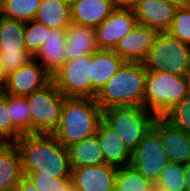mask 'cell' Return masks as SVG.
Listing matches in <instances>:
<instances>
[{
	"mask_svg": "<svg viewBox=\"0 0 190 191\" xmlns=\"http://www.w3.org/2000/svg\"><path fill=\"white\" fill-rule=\"evenodd\" d=\"M15 144L20 151L23 172L71 178L68 150L52 134L22 135Z\"/></svg>",
	"mask_w": 190,
	"mask_h": 191,
	"instance_id": "6da1fadb",
	"label": "cell"
},
{
	"mask_svg": "<svg viewBox=\"0 0 190 191\" xmlns=\"http://www.w3.org/2000/svg\"><path fill=\"white\" fill-rule=\"evenodd\" d=\"M147 70L142 62H125L96 94L102 110L142 106Z\"/></svg>",
	"mask_w": 190,
	"mask_h": 191,
	"instance_id": "7a4b0ae2",
	"label": "cell"
},
{
	"mask_svg": "<svg viewBox=\"0 0 190 191\" xmlns=\"http://www.w3.org/2000/svg\"><path fill=\"white\" fill-rule=\"evenodd\" d=\"M102 109L93 98H65L59 124L52 134L66 148L96 134Z\"/></svg>",
	"mask_w": 190,
	"mask_h": 191,
	"instance_id": "3957f363",
	"label": "cell"
},
{
	"mask_svg": "<svg viewBox=\"0 0 190 191\" xmlns=\"http://www.w3.org/2000/svg\"><path fill=\"white\" fill-rule=\"evenodd\" d=\"M188 93L185 77L166 72H147L143 108L164 117Z\"/></svg>",
	"mask_w": 190,
	"mask_h": 191,
	"instance_id": "277c9868",
	"label": "cell"
},
{
	"mask_svg": "<svg viewBox=\"0 0 190 191\" xmlns=\"http://www.w3.org/2000/svg\"><path fill=\"white\" fill-rule=\"evenodd\" d=\"M147 72H166L185 77L190 66V45L168 32H159L142 62Z\"/></svg>",
	"mask_w": 190,
	"mask_h": 191,
	"instance_id": "5b68a950",
	"label": "cell"
},
{
	"mask_svg": "<svg viewBox=\"0 0 190 191\" xmlns=\"http://www.w3.org/2000/svg\"><path fill=\"white\" fill-rule=\"evenodd\" d=\"M155 116L142 106L115 107L102 111V120L119 135L132 153L153 125Z\"/></svg>",
	"mask_w": 190,
	"mask_h": 191,
	"instance_id": "8992f818",
	"label": "cell"
},
{
	"mask_svg": "<svg viewBox=\"0 0 190 191\" xmlns=\"http://www.w3.org/2000/svg\"><path fill=\"white\" fill-rule=\"evenodd\" d=\"M25 98L31 111V134H53L65 99L54 82L51 80Z\"/></svg>",
	"mask_w": 190,
	"mask_h": 191,
	"instance_id": "52a82bcc",
	"label": "cell"
},
{
	"mask_svg": "<svg viewBox=\"0 0 190 191\" xmlns=\"http://www.w3.org/2000/svg\"><path fill=\"white\" fill-rule=\"evenodd\" d=\"M168 163L158 130L152 125L131 153L130 165L155 184Z\"/></svg>",
	"mask_w": 190,
	"mask_h": 191,
	"instance_id": "ba28073f",
	"label": "cell"
},
{
	"mask_svg": "<svg viewBox=\"0 0 190 191\" xmlns=\"http://www.w3.org/2000/svg\"><path fill=\"white\" fill-rule=\"evenodd\" d=\"M91 55L84 54L65 62L52 76L65 98H90Z\"/></svg>",
	"mask_w": 190,
	"mask_h": 191,
	"instance_id": "9c48e42d",
	"label": "cell"
},
{
	"mask_svg": "<svg viewBox=\"0 0 190 191\" xmlns=\"http://www.w3.org/2000/svg\"><path fill=\"white\" fill-rule=\"evenodd\" d=\"M138 24L133 10L114 8L95 29L98 49L113 50Z\"/></svg>",
	"mask_w": 190,
	"mask_h": 191,
	"instance_id": "30bf717a",
	"label": "cell"
},
{
	"mask_svg": "<svg viewBox=\"0 0 190 191\" xmlns=\"http://www.w3.org/2000/svg\"><path fill=\"white\" fill-rule=\"evenodd\" d=\"M36 62L33 59L27 65L10 72L6 76L3 91L9 95L26 96L47 85L52 76Z\"/></svg>",
	"mask_w": 190,
	"mask_h": 191,
	"instance_id": "8fae6325",
	"label": "cell"
},
{
	"mask_svg": "<svg viewBox=\"0 0 190 191\" xmlns=\"http://www.w3.org/2000/svg\"><path fill=\"white\" fill-rule=\"evenodd\" d=\"M153 126L158 130L169 162L183 165L188 163L190 161V134L173 126L164 117H155Z\"/></svg>",
	"mask_w": 190,
	"mask_h": 191,
	"instance_id": "7c38bea8",
	"label": "cell"
},
{
	"mask_svg": "<svg viewBox=\"0 0 190 191\" xmlns=\"http://www.w3.org/2000/svg\"><path fill=\"white\" fill-rule=\"evenodd\" d=\"M117 168L106 163L71 169V181L76 191H112Z\"/></svg>",
	"mask_w": 190,
	"mask_h": 191,
	"instance_id": "4fadbf2b",
	"label": "cell"
},
{
	"mask_svg": "<svg viewBox=\"0 0 190 191\" xmlns=\"http://www.w3.org/2000/svg\"><path fill=\"white\" fill-rule=\"evenodd\" d=\"M158 33L148 26L137 24L117 43L113 51L125 62H143L154 46Z\"/></svg>",
	"mask_w": 190,
	"mask_h": 191,
	"instance_id": "5bb4252c",
	"label": "cell"
},
{
	"mask_svg": "<svg viewBox=\"0 0 190 191\" xmlns=\"http://www.w3.org/2000/svg\"><path fill=\"white\" fill-rule=\"evenodd\" d=\"M178 6L166 0H139L133 9L138 24L157 32H167Z\"/></svg>",
	"mask_w": 190,
	"mask_h": 191,
	"instance_id": "9a60e30c",
	"label": "cell"
},
{
	"mask_svg": "<svg viewBox=\"0 0 190 191\" xmlns=\"http://www.w3.org/2000/svg\"><path fill=\"white\" fill-rule=\"evenodd\" d=\"M124 63L113 50L97 49L91 54L90 98L95 99L96 94Z\"/></svg>",
	"mask_w": 190,
	"mask_h": 191,
	"instance_id": "2e32d148",
	"label": "cell"
},
{
	"mask_svg": "<svg viewBox=\"0 0 190 191\" xmlns=\"http://www.w3.org/2000/svg\"><path fill=\"white\" fill-rule=\"evenodd\" d=\"M66 38L67 30L50 28L45 43L34 56L51 76L65 63Z\"/></svg>",
	"mask_w": 190,
	"mask_h": 191,
	"instance_id": "e0dca14e",
	"label": "cell"
},
{
	"mask_svg": "<svg viewBox=\"0 0 190 191\" xmlns=\"http://www.w3.org/2000/svg\"><path fill=\"white\" fill-rule=\"evenodd\" d=\"M96 135L106 164L116 168L130 165L131 153L119 135L103 120L98 125Z\"/></svg>",
	"mask_w": 190,
	"mask_h": 191,
	"instance_id": "ac0fdd59",
	"label": "cell"
},
{
	"mask_svg": "<svg viewBox=\"0 0 190 191\" xmlns=\"http://www.w3.org/2000/svg\"><path fill=\"white\" fill-rule=\"evenodd\" d=\"M114 8L113 0H76L70 7L71 22L96 28Z\"/></svg>",
	"mask_w": 190,
	"mask_h": 191,
	"instance_id": "d6986e66",
	"label": "cell"
},
{
	"mask_svg": "<svg viewBox=\"0 0 190 191\" xmlns=\"http://www.w3.org/2000/svg\"><path fill=\"white\" fill-rule=\"evenodd\" d=\"M24 177L20 151L15 142L0 149V190L14 191Z\"/></svg>",
	"mask_w": 190,
	"mask_h": 191,
	"instance_id": "ffe728a7",
	"label": "cell"
},
{
	"mask_svg": "<svg viewBox=\"0 0 190 191\" xmlns=\"http://www.w3.org/2000/svg\"><path fill=\"white\" fill-rule=\"evenodd\" d=\"M97 49L95 29L71 22L67 28L65 62L84 54L91 55Z\"/></svg>",
	"mask_w": 190,
	"mask_h": 191,
	"instance_id": "44dd1931",
	"label": "cell"
},
{
	"mask_svg": "<svg viewBox=\"0 0 190 191\" xmlns=\"http://www.w3.org/2000/svg\"><path fill=\"white\" fill-rule=\"evenodd\" d=\"M71 169L104 164V156L97 135L67 147Z\"/></svg>",
	"mask_w": 190,
	"mask_h": 191,
	"instance_id": "7402d4cb",
	"label": "cell"
},
{
	"mask_svg": "<svg viewBox=\"0 0 190 191\" xmlns=\"http://www.w3.org/2000/svg\"><path fill=\"white\" fill-rule=\"evenodd\" d=\"M34 21L51 29L67 30L71 24L70 7L61 0H41Z\"/></svg>",
	"mask_w": 190,
	"mask_h": 191,
	"instance_id": "603a6c76",
	"label": "cell"
},
{
	"mask_svg": "<svg viewBox=\"0 0 190 191\" xmlns=\"http://www.w3.org/2000/svg\"><path fill=\"white\" fill-rule=\"evenodd\" d=\"M7 110L12 123V142L31 134V111L25 96L7 94Z\"/></svg>",
	"mask_w": 190,
	"mask_h": 191,
	"instance_id": "cb8c5ba5",
	"label": "cell"
},
{
	"mask_svg": "<svg viewBox=\"0 0 190 191\" xmlns=\"http://www.w3.org/2000/svg\"><path fill=\"white\" fill-rule=\"evenodd\" d=\"M25 22L0 15V51L25 50Z\"/></svg>",
	"mask_w": 190,
	"mask_h": 191,
	"instance_id": "d4e9b609",
	"label": "cell"
},
{
	"mask_svg": "<svg viewBox=\"0 0 190 191\" xmlns=\"http://www.w3.org/2000/svg\"><path fill=\"white\" fill-rule=\"evenodd\" d=\"M41 0H0V15L22 22L33 21Z\"/></svg>",
	"mask_w": 190,
	"mask_h": 191,
	"instance_id": "484cf974",
	"label": "cell"
},
{
	"mask_svg": "<svg viewBox=\"0 0 190 191\" xmlns=\"http://www.w3.org/2000/svg\"><path fill=\"white\" fill-rule=\"evenodd\" d=\"M153 185L131 165L117 168L115 187L119 191H147Z\"/></svg>",
	"mask_w": 190,
	"mask_h": 191,
	"instance_id": "4316f807",
	"label": "cell"
},
{
	"mask_svg": "<svg viewBox=\"0 0 190 191\" xmlns=\"http://www.w3.org/2000/svg\"><path fill=\"white\" fill-rule=\"evenodd\" d=\"M184 165L169 162L155 183L160 191H186Z\"/></svg>",
	"mask_w": 190,
	"mask_h": 191,
	"instance_id": "83f0119b",
	"label": "cell"
},
{
	"mask_svg": "<svg viewBox=\"0 0 190 191\" xmlns=\"http://www.w3.org/2000/svg\"><path fill=\"white\" fill-rule=\"evenodd\" d=\"M38 191H76L71 178H53L51 176L40 175V172H23Z\"/></svg>",
	"mask_w": 190,
	"mask_h": 191,
	"instance_id": "f1b7e54d",
	"label": "cell"
},
{
	"mask_svg": "<svg viewBox=\"0 0 190 191\" xmlns=\"http://www.w3.org/2000/svg\"><path fill=\"white\" fill-rule=\"evenodd\" d=\"M47 31H50L49 27L40 24L36 21L25 22L24 29V45L26 50H28L34 57L47 38Z\"/></svg>",
	"mask_w": 190,
	"mask_h": 191,
	"instance_id": "f546056e",
	"label": "cell"
},
{
	"mask_svg": "<svg viewBox=\"0 0 190 191\" xmlns=\"http://www.w3.org/2000/svg\"><path fill=\"white\" fill-rule=\"evenodd\" d=\"M164 118L173 126L190 134V93H187L178 104L166 113Z\"/></svg>",
	"mask_w": 190,
	"mask_h": 191,
	"instance_id": "4dcf8cb0",
	"label": "cell"
},
{
	"mask_svg": "<svg viewBox=\"0 0 190 191\" xmlns=\"http://www.w3.org/2000/svg\"><path fill=\"white\" fill-rule=\"evenodd\" d=\"M167 32L190 45V5L177 8L171 27Z\"/></svg>",
	"mask_w": 190,
	"mask_h": 191,
	"instance_id": "1f68e13d",
	"label": "cell"
},
{
	"mask_svg": "<svg viewBox=\"0 0 190 191\" xmlns=\"http://www.w3.org/2000/svg\"><path fill=\"white\" fill-rule=\"evenodd\" d=\"M34 57L28 50L0 51V64L6 76L30 63Z\"/></svg>",
	"mask_w": 190,
	"mask_h": 191,
	"instance_id": "d6a6232c",
	"label": "cell"
},
{
	"mask_svg": "<svg viewBox=\"0 0 190 191\" xmlns=\"http://www.w3.org/2000/svg\"><path fill=\"white\" fill-rule=\"evenodd\" d=\"M0 138L12 142V123L7 110V93L0 91Z\"/></svg>",
	"mask_w": 190,
	"mask_h": 191,
	"instance_id": "836d02e7",
	"label": "cell"
},
{
	"mask_svg": "<svg viewBox=\"0 0 190 191\" xmlns=\"http://www.w3.org/2000/svg\"><path fill=\"white\" fill-rule=\"evenodd\" d=\"M139 0H113L114 7L120 9L133 10Z\"/></svg>",
	"mask_w": 190,
	"mask_h": 191,
	"instance_id": "e575fe53",
	"label": "cell"
},
{
	"mask_svg": "<svg viewBox=\"0 0 190 191\" xmlns=\"http://www.w3.org/2000/svg\"><path fill=\"white\" fill-rule=\"evenodd\" d=\"M14 191H38L37 188L25 177L21 179Z\"/></svg>",
	"mask_w": 190,
	"mask_h": 191,
	"instance_id": "d590c367",
	"label": "cell"
},
{
	"mask_svg": "<svg viewBox=\"0 0 190 191\" xmlns=\"http://www.w3.org/2000/svg\"><path fill=\"white\" fill-rule=\"evenodd\" d=\"M184 185L186 188V191H190V161L186 164H184Z\"/></svg>",
	"mask_w": 190,
	"mask_h": 191,
	"instance_id": "8d00e7d4",
	"label": "cell"
},
{
	"mask_svg": "<svg viewBox=\"0 0 190 191\" xmlns=\"http://www.w3.org/2000/svg\"><path fill=\"white\" fill-rule=\"evenodd\" d=\"M6 84V74L2 70V66L0 64V91L4 90Z\"/></svg>",
	"mask_w": 190,
	"mask_h": 191,
	"instance_id": "74e56055",
	"label": "cell"
},
{
	"mask_svg": "<svg viewBox=\"0 0 190 191\" xmlns=\"http://www.w3.org/2000/svg\"><path fill=\"white\" fill-rule=\"evenodd\" d=\"M166 1L173 3L178 7L190 5V0H166Z\"/></svg>",
	"mask_w": 190,
	"mask_h": 191,
	"instance_id": "f35d334b",
	"label": "cell"
},
{
	"mask_svg": "<svg viewBox=\"0 0 190 191\" xmlns=\"http://www.w3.org/2000/svg\"><path fill=\"white\" fill-rule=\"evenodd\" d=\"M185 79L187 82L188 93H190V66L188 67V69L185 73Z\"/></svg>",
	"mask_w": 190,
	"mask_h": 191,
	"instance_id": "ab89813d",
	"label": "cell"
},
{
	"mask_svg": "<svg viewBox=\"0 0 190 191\" xmlns=\"http://www.w3.org/2000/svg\"><path fill=\"white\" fill-rule=\"evenodd\" d=\"M63 3L71 7V5L76 1V0H61Z\"/></svg>",
	"mask_w": 190,
	"mask_h": 191,
	"instance_id": "60d3db41",
	"label": "cell"
},
{
	"mask_svg": "<svg viewBox=\"0 0 190 191\" xmlns=\"http://www.w3.org/2000/svg\"><path fill=\"white\" fill-rule=\"evenodd\" d=\"M147 191H160L157 187H156V185L154 184L149 190H147Z\"/></svg>",
	"mask_w": 190,
	"mask_h": 191,
	"instance_id": "b9f144b4",
	"label": "cell"
},
{
	"mask_svg": "<svg viewBox=\"0 0 190 191\" xmlns=\"http://www.w3.org/2000/svg\"><path fill=\"white\" fill-rule=\"evenodd\" d=\"M7 142L0 138V148H2Z\"/></svg>",
	"mask_w": 190,
	"mask_h": 191,
	"instance_id": "7bdbcfd3",
	"label": "cell"
},
{
	"mask_svg": "<svg viewBox=\"0 0 190 191\" xmlns=\"http://www.w3.org/2000/svg\"><path fill=\"white\" fill-rule=\"evenodd\" d=\"M112 191H119L116 187Z\"/></svg>",
	"mask_w": 190,
	"mask_h": 191,
	"instance_id": "ee69618b",
	"label": "cell"
}]
</instances>
